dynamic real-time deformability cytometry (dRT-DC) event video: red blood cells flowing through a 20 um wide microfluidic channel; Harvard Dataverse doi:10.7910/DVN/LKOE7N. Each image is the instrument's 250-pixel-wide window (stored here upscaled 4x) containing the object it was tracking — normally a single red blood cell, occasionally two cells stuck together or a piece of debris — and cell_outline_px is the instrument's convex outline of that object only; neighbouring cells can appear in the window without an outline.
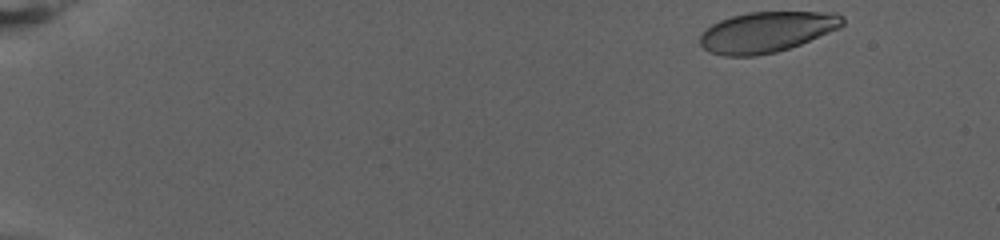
{"species": "human", "species_latin": "Homo sapiens", "temperature_condition": "warm", "stored_images_in_passage": 62, "camera_frame_rate_fps": 3000, "um_per_image_px": 0.085, "donor": {"sex": "female"}, "frame": {"image": 1, "passage_image": 1, "time_ms": 0.0, "image_size_px": [1000, 240], "cell_outline_px": [[844, 24], [840, 28], [800, 44], [776, 52], [756, 56], [724, 56], [712, 52], [704, 48], [700, 44], [700, 36], [712, 24], [720, 20], [732, 16], [748, 12], [836, 12], [844, 16]], "centroid_in_image_um": [65.2, 2.71], "position_along_channel_um": 19.8, "area_um2": 33.64}}
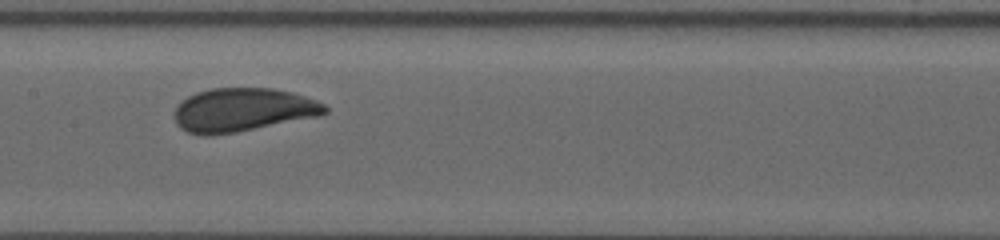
{"frame": {"image": 2, "passage_image": 34, "time_ms": 11.0, "image_size_px": [1000, 240], "cell_outline_px": [[328, 112], [324, 116], [236, 132], [212, 136], [204, 136], [188, 132], [180, 128], [176, 124], [172, 116], [180, 100], [196, 92], [208, 88], [272, 88], [292, 92], [316, 100], [324, 104], [328, 108]], "centroid_in_image_um": [20.63, 9.35], "position_along_channel_um": 186.8, "area_um2": 38.9}}
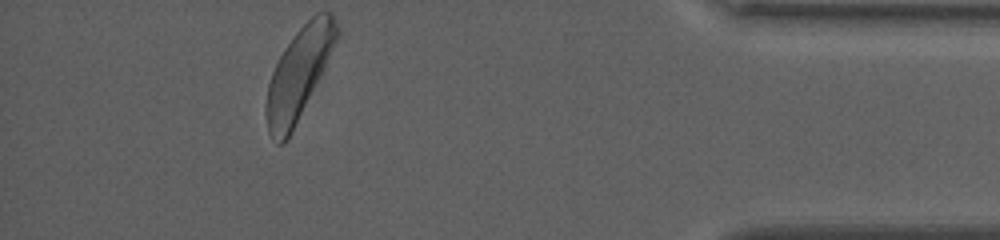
{"frame": {"image": 3, "passage_image": 62, "time_ms": 20.333, "image_size_px": [1000, 240], "cell_outline_px": [[340, 36], [284, 144], [276, 144], [268, 132], [264, 112], [264, 108], [268, 84], [272, 72], [284, 48], [296, 32], [316, 12], [332, 12], [340, 32]], "centroid_in_image_um": [25.37, 6.23], "position_along_channel_um": 409.8, "area_um2": 36.7}, "authors_computed_cell_mechanics": {"area_um2": 37.1943, "velocity_mm_per_s": 2.8154, "shape_relaxation_time_tau1_ms": 6.0991, "shape_relaxation_time_tau2_ms": 6.0253, "deformation_change_tau1": 0.1851, "deformation_change_tau2": 0.1056}}